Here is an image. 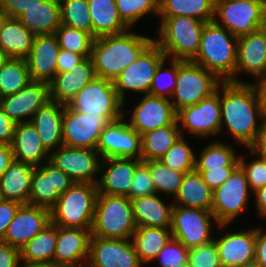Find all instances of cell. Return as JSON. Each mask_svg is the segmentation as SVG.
Returning <instances> with one entry per match:
<instances>
[{
    "label": "cell",
    "mask_w": 266,
    "mask_h": 267,
    "mask_svg": "<svg viewBox=\"0 0 266 267\" xmlns=\"http://www.w3.org/2000/svg\"><path fill=\"white\" fill-rule=\"evenodd\" d=\"M156 194L149 167L141 161L135 169L129 194L127 197L131 200L135 197Z\"/></svg>",
    "instance_id": "51"
},
{
    "label": "cell",
    "mask_w": 266,
    "mask_h": 267,
    "mask_svg": "<svg viewBox=\"0 0 266 267\" xmlns=\"http://www.w3.org/2000/svg\"><path fill=\"white\" fill-rule=\"evenodd\" d=\"M148 167L155 192L173 199L181 185L184 173L165 166L161 160L143 161Z\"/></svg>",
    "instance_id": "43"
},
{
    "label": "cell",
    "mask_w": 266,
    "mask_h": 267,
    "mask_svg": "<svg viewBox=\"0 0 266 267\" xmlns=\"http://www.w3.org/2000/svg\"><path fill=\"white\" fill-rule=\"evenodd\" d=\"M136 228L132 203L127 196L97 195L92 236L131 239Z\"/></svg>",
    "instance_id": "6"
},
{
    "label": "cell",
    "mask_w": 266,
    "mask_h": 267,
    "mask_svg": "<svg viewBox=\"0 0 266 267\" xmlns=\"http://www.w3.org/2000/svg\"><path fill=\"white\" fill-rule=\"evenodd\" d=\"M258 223L256 226L255 260L262 267H266V226L261 221Z\"/></svg>",
    "instance_id": "57"
},
{
    "label": "cell",
    "mask_w": 266,
    "mask_h": 267,
    "mask_svg": "<svg viewBox=\"0 0 266 267\" xmlns=\"http://www.w3.org/2000/svg\"><path fill=\"white\" fill-rule=\"evenodd\" d=\"M10 57L0 48V67L9 59Z\"/></svg>",
    "instance_id": "64"
},
{
    "label": "cell",
    "mask_w": 266,
    "mask_h": 267,
    "mask_svg": "<svg viewBox=\"0 0 266 267\" xmlns=\"http://www.w3.org/2000/svg\"><path fill=\"white\" fill-rule=\"evenodd\" d=\"M238 37L214 21L204 26L197 55L191 60L221 81L235 83Z\"/></svg>",
    "instance_id": "3"
},
{
    "label": "cell",
    "mask_w": 266,
    "mask_h": 267,
    "mask_svg": "<svg viewBox=\"0 0 266 267\" xmlns=\"http://www.w3.org/2000/svg\"><path fill=\"white\" fill-rule=\"evenodd\" d=\"M7 18L8 16L0 9V30L2 29Z\"/></svg>",
    "instance_id": "66"
},
{
    "label": "cell",
    "mask_w": 266,
    "mask_h": 267,
    "mask_svg": "<svg viewBox=\"0 0 266 267\" xmlns=\"http://www.w3.org/2000/svg\"><path fill=\"white\" fill-rule=\"evenodd\" d=\"M252 85L255 87L262 109L266 113V74L258 77Z\"/></svg>",
    "instance_id": "62"
},
{
    "label": "cell",
    "mask_w": 266,
    "mask_h": 267,
    "mask_svg": "<svg viewBox=\"0 0 266 267\" xmlns=\"http://www.w3.org/2000/svg\"><path fill=\"white\" fill-rule=\"evenodd\" d=\"M18 267H61L57 265L54 261L48 262H27L20 260Z\"/></svg>",
    "instance_id": "63"
},
{
    "label": "cell",
    "mask_w": 266,
    "mask_h": 267,
    "mask_svg": "<svg viewBox=\"0 0 266 267\" xmlns=\"http://www.w3.org/2000/svg\"><path fill=\"white\" fill-rule=\"evenodd\" d=\"M96 150L101 159H141V135L122 117L103 128Z\"/></svg>",
    "instance_id": "18"
},
{
    "label": "cell",
    "mask_w": 266,
    "mask_h": 267,
    "mask_svg": "<svg viewBox=\"0 0 266 267\" xmlns=\"http://www.w3.org/2000/svg\"><path fill=\"white\" fill-rule=\"evenodd\" d=\"M11 148L15 160L36 167L49 161V153L43 147L39 134L30 121L16 124Z\"/></svg>",
    "instance_id": "30"
},
{
    "label": "cell",
    "mask_w": 266,
    "mask_h": 267,
    "mask_svg": "<svg viewBox=\"0 0 266 267\" xmlns=\"http://www.w3.org/2000/svg\"><path fill=\"white\" fill-rule=\"evenodd\" d=\"M61 25L83 30L92 35L88 0H59Z\"/></svg>",
    "instance_id": "45"
},
{
    "label": "cell",
    "mask_w": 266,
    "mask_h": 267,
    "mask_svg": "<svg viewBox=\"0 0 266 267\" xmlns=\"http://www.w3.org/2000/svg\"><path fill=\"white\" fill-rule=\"evenodd\" d=\"M173 267H190L189 266V263H186V264H182V265H175V266H173Z\"/></svg>",
    "instance_id": "68"
},
{
    "label": "cell",
    "mask_w": 266,
    "mask_h": 267,
    "mask_svg": "<svg viewBox=\"0 0 266 267\" xmlns=\"http://www.w3.org/2000/svg\"><path fill=\"white\" fill-rule=\"evenodd\" d=\"M91 57L85 58L69 72L57 73L49 83L50 101L67 105L87 84L96 78Z\"/></svg>",
    "instance_id": "27"
},
{
    "label": "cell",
    "mask_w": 266,
    "mask_h": 267,
    "mask_svg": "<svg viewBox=\"0 0 266 267\" xmlns=\"http://www.w3.org/2000/svg\"><path fill=\"white\" fill-rule=\"evenodd\" d=\"M16 123L0 108V144L11 145Z\"/></svg>",
    "instance_id": "58"
},
{
    "label": "cell",
    "mask_w": 266,
    "mask_h": 267,
    "mask_svg": "<svg viewBox=\"0 0 266 267\" xmlns=\"http://www.w3.org/2000/svg\"><path fill=\"white\" fill-rule=\"evenodd\" d=\"M215 0H160L158 17L188 16L203 22L214 18Z\"/></svg>",
    "instance_id": "39"
},
{
    "label": "cell",
    "mask_w": 266,
    "mask_h": 267,
    "mask_svg": "<svg viewBox=\"0 0 266 267\" xmlns=\"http://www.w3.org/2000/svg\"><path fill=\"white\" fill-rule=\"evenodd\" d=\"M220 112L221 139L226 136L228 142L230 138L232 143L238 144L242 149L254 142L266 114L251 83L229 81L221 83Z\"/></svg>",
    "instance_id": "1"
},
{
    "label": "cell",
    "mask_w": 266,
    "mask_h": 267,
    "mask_svg": "<svg viewBox=\"0 0 266 267\" xmlns=\"http://www.w3.org/2000/svg\"><path fill=\"white\" fill-rule=\"evenodd\" d=\"M264 74H266V35L262 29H258L238 37L235 83L252 84Z\"/></svg>",
    "instance_id": "19"
},
{
    "label": "cell",
    "mask_w": 266,
    "mask_h": 267,
    "mask_svg": "<svg viewBox=\"0 0 266 267\" xmlns=\"http://www.w3.org/2000/svg\"><path fill=\"white\" fill-rule=\"evenodd\" d=\"M49 162L75 183H98L101 157L96 149L62 145L49 154Z\"/></svg>",
    "instance_id": "16"
},
{
    "label": "cell",
    "mask_w": 266,
    "mask_h": 267,
    "mask_svg": "<svg viewBox=\"0 0 266 267\" xmlns=\"http://www.w3.org/2000/svg\"><path fill=\"white\" fill-rule=\"evenodd\" d=\"M35 35L17 18H7L0 30V48L10 58L25 59L33 46Z\"/></svg>",
    "instance_id": "37"
},
{
    "label": "cell",
    "mask_w": 266,
    "mask_h": 267,
    "mask_svg": "<svg viewBox=\"0 0 266 267\" xmlns=\"http://www.w3.org/2000/svg\"><path fill=\"white\" fill-rule=\"evenodd\" d=\"M97 184L74 183L50 208L51 223L60 227L92 229Z\"/></svg>",
    "instance_id": "5"
},
{
    "label": "cell",
    "mask_w": 266,
    "mask_h": 267,
    "mask_svg": "<svg viewBox=\"0 0 266 267\" xmlns=\"http://www.w3.org/2000/svg\"><path fill=\"white\" fill-rule=\"evenodd\" d=\"M171 238L170 228L137 227L131 241L140 262L152 267L151 263Z\"/></svg>",
    "instance_id": "36"
},
{
    "label": "cell",
    "mask_w": 266,
    "mask_h": 267,
    "mask_svg": "<svg viewBox=\"0 0 266 267\" xmlns=\"http://www.w3.org/2000/svg\"><path fill=\"white\" fill-rule=\"evenodd\" d=\"M2 200H4V199H3V197H2V193H1V191H0V202H1Z\"/></svg>",
    "instance_id": "70"
},
{
    "label": "cell",
    "mask_w": 266,
    "mask_h": 267,
    "mask_svg": "<svg viewBox=\"0 0 266 267\" xmlns=\"http://www.w3.org/2000/svg\"><path fill=\"white\" fill-rule=\"evenodd\" d=\"M241 152L239 167L247 178L250 190L255 192L266 185V160L257 157L248 148L241 149Z\"/></svg>",
    "instance_id": "48"
},
{
    "label": "cell",
    "mask_w": 266,
    "mask_h": 267,
    "mask_svg": "<svg viewBox=\"0 0 266 267\" xmlns=\"http://www.w3.org/2000/svg\"><path fill=\"white\" fill-rule=\"evenodd\" d=\"M85 58L81 54H76L65 49H60L57 57V73L69 72Z\"/></svg>",
    "instance_id": "55"
},
{
    "label": "cell",
    "mask_w": 266,
    "mask_h": 267,
    "mask_svg": "<svg viewBox=\"0 0 266 267\" xmlns=\"http://www.w3.org/2000/svg\"><path fill=\"white\" fill-rule=\"evenodd\" d=\"M56 243L57 225L50 223L20 249L21 260L27 262L53 261Z\"/></svg>",
    "instance_id": "40"
},
{
    "label": "cell",
    "mask_w": 266,
    "mask_h": 267,
    "mask_svg": "<svg viewBox=\"0 0 266 267\" xmlns=\"http://www.w3.org/2000/svg\"><path fill=\"white\" fill-rule=\"evenodd\" d=\"M131 203L137 227L171 228L172 199L156 193L135 197Z\"/></svg>",
    "instance_id": "28"
},
{
    "label": "cell",
    "mask_w": 266,
    "mask_h": 267,
    "mask_svg": "<svg viewBox=\"0 0 266 267\" xmlns=\"http://www.w3.org/2000/svg\"><path fill=\"white\" fill-rule=\"evenodd\" d=\"M166 58L165 53L153 41L139 57L114 80L120 99L125 102L133 96L146 95L151 88L156 69Z\"/></svg>",
    "instance_id": "11"
},
{
    "label": "cell",
    "mask_w": 266,
    "mask_h": 267,
    "mask_svg": "<svg viewBox=\"0 0 266 267\" xmlns=\"http://www.w3.org/2000/svg\"><path fill=\"white\" fill-rule=\"evenodd\" d=\"M222 82L203 66L190 60H178L176 86L170 99L174 109L178 112L197 104L214 93Z\"/></svg>",
    "instance_id": "9"
},
{
    "label": "cell",
    "mask_w": 266,
    "mask_h": 267,
    "mask_svg": "<svg viewBox=\"0 0 266 267\" xmlns=\"http://www.w3.org/2000/svg\"><path fill=\"white\" fill-rule=\"evenodd\" d=\"M205 142V146H197L199 150L196 149V171H208L221 167H239L240 153L237 151H241L242 148L238 144L227 142L225 138L223 140H211V142L205 140Z\"/></svg>",
    "instance_id": "32"
},
{
    "label": "cell",
    "mask_w": 266,
    "mask_h": 267,
    "mask_svg": "<svg viewBox=\"0 0 266 267\" xmlns=\"http://www.w3.org/2000/svg\"><path fill=\"white\" fill-rule=\"evenodd\" d=\"M188 263L190 267H221L214 240L189 249Z\"/></svg>",
    "instance_id": "50"
},
{
    "label": "cell",
    "mask_w": 266,
    "mask_h": 267,
    "mask_svg": "<svg viewBox=\"0 0 266 267\" xmlns=\"http://www.w3.org/2000/svg\"><path fill=\"white\" fill-rule=\"evenodd\" d=\"M31 81L26 59L9 58L0 67V97L20 91Z\"/></svg>",
    "instance_id": "41"
},
{
    "label": "cell",
    "mask_w": 266,
    "mask_h": 267,
    "mask_svg": "<svg viewBox=\"0 0 266 267\" xmlns=\"http://www.w3.org/2000/svg\"><path fill=\"white\" fill-rule=\"evenodd\" d=\"M64 104L49 101L39 108L30 120L36 128L40 141L50 154L63 145L62 120Z\"/></svg>",
    "instance_id": "29"
},
{
    "label": "cell",
    "mask_w": 266,
    "mask_h": 267,
    "mask_svg": "<svg viewBox=\"0 0 266 267\" xmlns=\"http://www.w3.org/2000/svg\"><path fill=\"white\" fill-rule=\"evenodd\" d=\"M75 182L49 161L34 170L29 204L51 208Z\"/></svg>",
    "instance_id": "21"
},
{
    "label": "cell",
    "mask_w": 266,
    "mask_h": 267,
    "mask_svg": "<svg viewBox=\"0 0 266 267\" xmlns=\"http://www.w3.org/2000/svg\"><path fill=\"white\" fill-rule=\"evenodd\" d=\"M212 196L211 212L219 224L233 225L239 220V225H241L243 219L240 218L243 217V214H251L248 212H251V207H253V192L250 190L247 178L240 167L221 186L213 190Z\"/></svg>",
    "instance_id": "7"
},
{
    "label": "cell",
    "mask_w": 266,
    "mask_h": 267,
    "mask_svg": "<svg viewBox=\"0 0 266 267\" xmlns=\"http://www.w3.org/2000/svg\"><path fill=\"white\" fill-rule=\"evenodd\" d=\"M141 161L133 158L101 159L98 194L127 196L135 169Z\"/></svg>",
    "instance_id": "25"
},
{
    "label": "cell",
    "mask_w": 266,
    "mask_h": 267,
    "mask_svg": "<svg viewBox=\"0 0 266 267\" xmlns=\"http://www.w3.org/2000/svg\"><path fill=\"white\" fill-rule=\"evenodd\" d=\"M220 111L221 84L210 96L177 112V122L182 136L189 135L188 137L196 138L195 141L199 140L202 144L205 140L219 139L221 128Z\"/></svg>",
    "instance_id": "8"
},
{
    "label": "cell",
    "mask_w": 266,
    "mask_h": 267,
    "mask_svg": "<svg viewBox=\"0 0 266 267\" xmlns=\"http://www.w3.org/2000/svg\"><path fill=\"white\" fill-rule=\"evenodd\" d=\"M261 29L265 32V35H266V17H265V20H264V23Z\"/></svg>",
    "instance_id": "67"
},
{
    "label": "cell",
    "mask_w": 266,
    "mask_h": 267,
    "mask_svg": "<svg viewBox=\"0 0 266 267\" xmlns=\"http://www.w3.org/2000/svg\"><path fill=\"white\" fill-rule=\"evenodd\" d=\"M213 190L204 182L203 177L196 170L184 174L173 205L187 208L211 210L213 204Z\"/></svg>",
    "instance_id": "33"
},
{
    "label": "cell",
    "mask_w": 266,
    "mask_h": 267,
    "mask_svg": "<svg viewBox=\"0 0 266 267\" xmlns=\"http://www.w3.org/2000/svg\"><path fill=\"white\" fill-rule=\"evenodd\" d=\"M92 229L57 226L53 261L61 267H86Z\"/></svg>",
    "instance_id": "24"
},
{
    "label": "cell",
    "mask_w": 266,
    "mask_h": 267,
    "mask_svg": "<svg viewBox=\"0 0 266 267\" xmlns=\"http://www.w3.org/2000/svg\"><path fill=\"white\" fill-rule=\"evenodd\" d=\"M257 157L266 160V114L254 142L248 147Z\"/></svg>",
    "instance_id": "59"
},
{
    "label": "cell",
    "mask_w": 266,
    "mask_h": 267,
    "mask_svg": "<svg viewBox=\"0 0 266 267\" xmlns=\"http://www.w3.org/2000/svg\"><path fill=\"white\" fill-rule=\"evenodd\" d=\"M218 226L211 210L173 205L170 228L172 238L180 241L187 249L213 241Z\"/></svg>",
    "instance_id": "10"
},
{
    "label": "cell",
    "mask_w": 266,
    "mask_h": 267,
    "mask_svg": "<svg viewBox=\"0 0 266 267\" xmlns=\"http://www.w3.org/2000/svg\"><path fill=\"white\" fill-rule=\"evenodd\" d=\"M86 267H145L139 260L131 239L90 238Z\"/></svg>",
    "instance_id": "20"
},
{
    "label": "cell",
    "mask_w": 266,
    "mask_h": 267,
    "mask_svg": "<svg viewBox=\"0 0 266 267\" xmlns=\"http://www.w3.org/2000/svg\"><path fill=\"white\" fill-rule=\"evenodd\" d=\"M177 74L178 60L166 57L156 69L148 94L171 99L176 86Z\"/></svg>",
    "instance_id": "46"
},
{
    "label": "cell",
    "mask_w": 266,
    "mask_h": 267,
    "mask_svg": "<svg viewBox=\"0 0 266 267\" xmlns=\"http://www.w3.org/2000/svg\"><path fill=\"white\" fill-rule=\"evenodd\" d=\"M238 167H221L208 171H197L203 177L204 182L215 190L221 186Z\"/></svg>",
    "instance_id": "53"
},
{
    "label": "cell",
    "mask_w": 266,
    "mask_h": 267,
    "mask_svg": "<svg viewBox=\"0 0 266 267\" xmlns=\"http://www.w3.org/2000/svg\"><path fill=\"white\" fill-rule=\"evenodd\" d=\"M181 136L178 122L142 134L141 160H159Z\"/></svg>",
    "instance_id": "38"
},
{
    "label": "cell",
    "mask_w": 266,
    "mask_h": 267,
    "mask_svg": "<svg viewBox=\"0 0 266 267\" xmlns=\"http://www.w3.org/2000/svg\"><path fill=\"white\" fill-rule=\"evenodd\" d=\"M154 42L167 58L192 60L200 47L206 22L188 16L158 17Z\"/></svg>",
    "instance_id": "4"
},
{
    "label": "cell",
    "mask_w": 266,
    "mask_h": 267,
    "mask_svg": "<svg viewBox=\"0 0 266 267\" xmlns=\"http://www.w3.org/2000/svg\"><path fill=\"white\" fill-rule=\"evenodd\" d=\"M247 1L257 2V3H263L264 4V0H247Z\"/></svg>",
    "instance_id": "69"
},
{
    "label": "cell",
    "mask_w": 266,
    "mask_h": 267,
    "mask_svg": "<svg viewBox=\"0 0 266 267\" xmlns=\"http://www.w3.org/2000/svg\"><path fill=\"white\" fill-rule=\"evenodd\" d=\"M14 160L11 145L0 144V177Z\"/></svg>",
    "instance_id": "61"
},
{
    "label": "cell",
    "mask_w": 266,
    "mask_h": 267,
    "mask_svg": "<svg viewBox=\"0 0 266 267\" xmlns=\"http://www.w3.org/2000/svg\"><path fill=\"white\" fill-rule=\"evenodd\" d=\"M132 100V106L124 102L123 117L140 135L177 122V111L170 99L146 94Z\"/></svg>",
    "instance_id": "13"
},
{
    "label": "cell",
    "mask_w": 266,
    "mask_h": 267,
    "mask_svg": "<svg viewBox=\"0 0 266 267\" xmlns=\"http://www.w3.org/2000/svg\"><path fill=\"white\" fill-rule=\"evenodd\" d=\"M50 101L49 84L31 81L20 91L0 97V108L16 124L29 122L35 112Z\"/></svg>",
    "instance_id": "22"
},
{
    "label": "cell",
    "mask_w": 266,
    "mask_h": 267,
    "mask_svg": "<svg viewBox=\"0 0 266 267\" xmlns=\"http://www.w3.org/2000/svg\"><path fill=\"white\" fill-rule=\"evenodd\" d=\"M50 223L49 208L22 204L13 220L9 223L2 241L12 247L21 249Z\"/></svg>",
    "instance_id": "23"
},
{
    "label": "cell",
    "mask_w": 266,
    "mask_h": 267,
    "mask_svg": "<svg viewBox=\"0 0 266 267\" xmlns=\"http://www.w3.org/2000/svg\"><path fill=\"white\" fill-rule=\"evenodd\" d=\"M60 51L55 34L35 35L33 46L25 58L32 81L50 83L57 74Z\"/></svg>",
    "instance_id": "26"
},
{
    "label": "cell",
    "mask_w": 266,
    "mask_h": 267,
    "mask_svg": "<svg viewBox=\"0 0 266 267\" xmlns=\"http://www.w3.org/2000/svg\"><path fill=\"white\" fill-rule=\"evenodd\" d=\"M160 0H116L119 16L130 29H139L145 18H158ZM144 19V21H143ZM142 20V21H141Z\"/></svg>",
    "instance_id": "42"
},
{
    "label": "cell",
    "mask_w": 266,
    "mask_h": 267,
    "mask_svg": "<svg viewBox=\"0 0 266 267\" xmlns=\"http://www.w3.org/2000/svg\"><path fill=\"white\" fill-rule=\"evenodd\" d=\"M88 4L94 38L130 29L119 16L116 0H88Z\"/></svg>",
    "instance_id": "35"
},
{
    "label": "cell",
    "mask_w": 266,
    "mask_h": 267,
    "mask_svg": "<svg viewBox=\"0 0 266 267\" xmlns=\"http://www.w3.org/2000/svg\"><path fill=\"white\" fill-rule=\"evenodd\" d=\"M20 260V249L0 241V267H18Z\"/></svg>",
    "instance_id": "56"
},
{
    "label": "cell",
    "mask_w": 266,
    "mask_h": 267,
    "mask_svg": "<svg viewBox=\"0 0 266 267\" xmlns=\"http://www.w3.org/2000/svg\"><path fill=\"white\" fill-rule=\"evenodd\" d=\"M189 249L171 238L151 263L154 267H173L188 263Z\"/></svg>",
    "instance_id": "49"
},
{
    "label": "cell",
    "mask_w": 266,
    "mask_h": 267,
    "mask_svg": "<svg viewBox=\"0 0 266 267\" xmlns=\"http://www.w3.org/2000/svg\"><path fill=\"white\" fill-rule=\"evenodd\" d=\"M54 34L57 37L60 49L81 54L84 58L91 56L94 37L90 33L60 25Z\"/></svg>",
    "instance_id": "47"
},
{
    "label": "cell",
    "mask_w": 266,
    "mask_h": 267,
    "mask_svg": "<svg viewBox=\"0 0 266 267\" xmlns=\"http://www.w3.org/2000/svg\"><path fill=\"white\" fill-rule=\"evenodd\" d=\"M253 201L254 207L252 208L255 210L253 217L256 214V219L261 220V223H266V185L253 192Z\"/></svg>",
    "instance_id": "60"
},
{
    "label": "cell",
    "mask_w": 266,
    "mask_h": 267,
    "mask_svg": "<svg viewBox=\"0 0 266 267\" xmlns=\"http://www.w3.org/2000/svg\"><path fill=\"white\" fill-rule=\"evenodd\" d=\"M45 0H0V9L8 18H17L25 10L38 6Z\"/></svg>",
    "instance_id": "52"
},
{
    "label": "cell",
    "mask_w": 266,
    "mask_h": 267,
    "mask_svg": "<svg viewBox=\"0 0 266 267\" xmlns=\"http://www.w3.org/2000/svg\"><path fill=\"white\" fill-rule=\"evenodd\" d=\"M266 17L263 3L247 0H215L213 21L240 37L262 28Z\"/></svg>",
    "instance_id": "15"
},
{
    "label": "cell",
    "mask_w": 266,
    "mask_h": 267,
    "mask_svg": "<svg viewBox=\"0 0 266 267\" xmlns=\"http://www.w3.org/2000/svg\"><path fill=\"white\" fill-rule=\"evenodd\" d=\"M110 122L105 116L80 113L64 105L63 145L72 148L96 149L103 128Z\"/></svg>",
    "instance_id": "17"
},
{
    "label": "cell",
    "mask_w": 266,
    "mask_h": 267,
    "mask_svg": "<svg viewBox=\"0 0 266 267\" xmlns=\"http://www.w3.org/2000/svg\"><path fill=\"white\" fill-rule=\"evenodd\" d=\"M35 168V165L14 159L0 177V191L3 199L20 204H29Z\"/></svg>",
    "instance_id": "31"
},
{
    "label": "cell",
    "mask_w": 266,
    "mask_h": 267,
    "mask_svg": "<svg viewBox=\"0 0 266 267\" xmlns=\"http://www.w3.org/2000/svg\"><path fill=\"white\" fill-rule=\"evenodd\" d=\"M21 205L18 202L5 199L0 202V241L3 240L9 223L13 220Z\"/></svg>",
    "instance_id": "54"
},
{
    "label": "cell",
    "mask_w": 266,
    "mask_h": 267,
    "mask_svg": "<svg viewBox=\"0 0 266 267\" xmlns=\"http://www.w3.org/2000/svg\"><path fill=\"white\" fill-rule=\"evenodd\" d=\"M129 29L94 38L91 59L98 78L113 81L154 41V35Z\"/></svg>",
    "instance_id": "2"
},
{
    "label": "cell",
    "mask_w": 266,
    "mask_h": 267,
    "mask_svg": "<svg viewBox=\"0 0 266 267\" xmlns=\"http://www.w3.org/2000/svg\"><path fill=\"white\" fill-rule=\"evenodd\" d=\"M80 113L107 117L111 122L123 117L124 102L113 81L96 77L85 85L67 104Z\"/></svg>",
    "instance_id": "12"
},
{
    "label": "cell",
    "mask_w": 266,
    "mask_h": 267,
    "mask_svg": "<svg viewBox=\"0 0 266 267\" xmlns=\"http://www.w3.org/2000/svg\"><path fill=\"white\" fill-rule=\"evenodd\" d=\"M17 19L34 35L54 34L61 25L59 0H45Z\"/></svg>",
    "instance_id": "34"
},
{
    "label": "cell",
    "mask_w": 266,
    "mask_h": 267,
    "mask_svg": "<svg viewBox=\"0 0 266 267\" xmlns=\"http://www.w3.org/2000/svg\"><path fill=\"white\" fill-rule=\"evenodd\" d=\"M189 139L191 138L181 136L159 160L177 172L186 174L194 171L197 147Z\"/></svg>",
    "instance_id": "44"
},
{
    "label": "cell",
    "mask_w": 266,
    "mask_h": 267,
    "mask_svg": "<svg viewBox=\"0 0 266 267\" xmlns=\"http://www.w3.org/2000/svg\"><path fill=\"white\" fill-rule=\"evenodd\" d=\"M256 224L257 221L254 225H241L242 228H236L238 226L236 223L233 226L219 224L214 242L221 267H239L255 259Z\"/></svg>",
    "instance_id": "14"
},
{
    "label": "cell",
    "mask_w": 266,
    "mask_h": 267,
    "mask_svg": "<svg viewBox=\"0 0 266 267\" xmlns=\"http://www.w3.org/2000/svg\"><path fill=\"white\" fill-rule=\"evenodd\" d=\"M239 267H262V266L254 259L250 262L242 264Z\"/></svg>",
    "instance_id": "65"
}]
</instances>
